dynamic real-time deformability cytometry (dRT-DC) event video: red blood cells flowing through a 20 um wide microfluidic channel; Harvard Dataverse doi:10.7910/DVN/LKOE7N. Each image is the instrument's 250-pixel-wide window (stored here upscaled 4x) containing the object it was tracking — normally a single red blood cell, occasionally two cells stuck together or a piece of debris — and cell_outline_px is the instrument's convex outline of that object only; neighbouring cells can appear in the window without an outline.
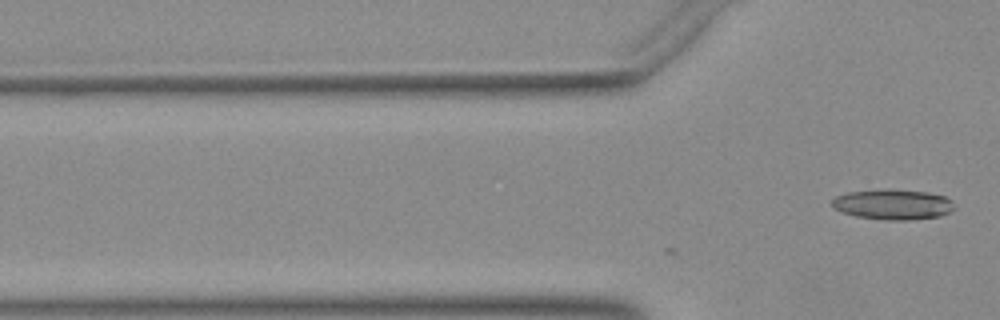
{"species": "Egyptian fruit bat (a non-hibernating species)", "species_latin": "Rousettus aegyptiacus", "temperature_condition": "warm", "stored_images_in_passage": 15, "camera_frame_rate_fps": 3000, "um_per_image_px": 0.085, "animal": {"sex": "female"}, "frame": {"image": 1, "passage_image": 15, "time_ms": 4.667, "image_size_px": [1000, 320], "cell_outline_px": [[952, 208], [948, 212], [940, 216], [908, 220], [888, 220], [856, 216], [844, 212], [836, 208], [832, 204], [832, 200], [836, 196], [848, 192], [928, 192], [944, 196], [952, 200]], "centroid_in_image_um": [75.92, 17.42], "position_along_channel_um": 49.9, "area_um2": 20.29}}